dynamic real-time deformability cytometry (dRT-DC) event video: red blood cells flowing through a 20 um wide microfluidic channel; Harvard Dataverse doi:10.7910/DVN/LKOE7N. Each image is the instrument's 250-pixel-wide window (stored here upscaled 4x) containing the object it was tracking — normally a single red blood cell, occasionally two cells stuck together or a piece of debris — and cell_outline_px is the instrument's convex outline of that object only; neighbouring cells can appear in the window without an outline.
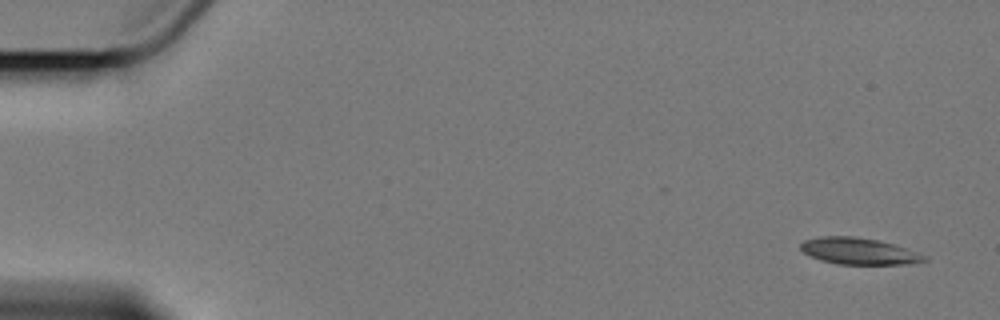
{"species": "Egyptian fruit bat (a non-hibernating species)", "species_latin": "Rousettus aegyptiacus", "temperature_condition": "cold", "stored_images_in_passage": 6, "camera_frame_rate_fps": 3000, "um_per_image_px": 0.085, "animal": {"sex": "female"}, "frame": {"image": 1, "passage_image": 1, "time_ms": 0.0, "image_size_px": [1000, 320], "cell_outline_px": [[928, 260], [904, 264], [836, 264], [820, 260], [804, 252], [800, 248], [800, 244], [804, 240], [820, 236], [856, 236], [876, 240], [892, 244], [928, 256]], "centroid_in_image_um": [72.97, 21.34], "position_along_channel_um": 12.0, "area_um2": 18.96}}